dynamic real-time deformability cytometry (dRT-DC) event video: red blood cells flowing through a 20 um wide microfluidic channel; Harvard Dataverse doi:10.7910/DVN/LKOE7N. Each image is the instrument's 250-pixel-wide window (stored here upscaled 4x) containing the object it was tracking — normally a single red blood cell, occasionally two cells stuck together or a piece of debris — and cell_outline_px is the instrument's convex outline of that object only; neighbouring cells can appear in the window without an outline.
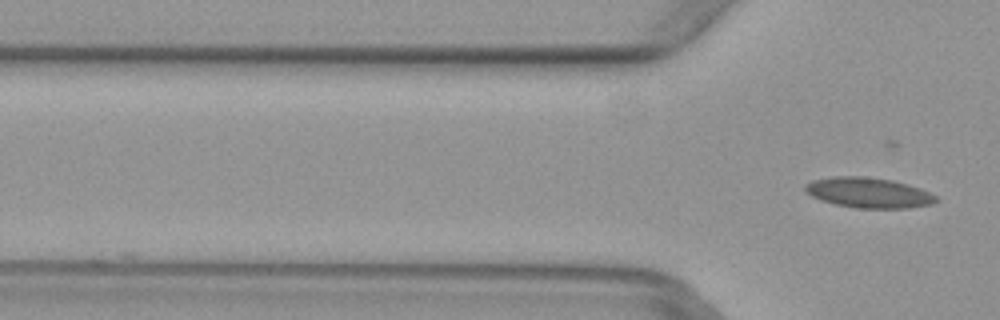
{"species": "common noctule bat (a hibernating species)", "species_latin": "Nyctalus noctula", "temperature_condition": "warm", "stored_images_in_passage": 2, "camera_frame_rate_fps": 3000, "um_per_image_px": 0.085, "animal": {"sex": "female", "body_mass_g": 29.2, "forearm_length_mm": 56.3}, "frame": {"image": 1, "passage_image": 2, "time_ms": 0.333, "image_size_px": [1000, 320], "cell_outline_px": [[940, 200], [932, 204], [908, 208], [856, 208], [836, 204], [820, 200], [804, 192], [804, 188], [812, 180], [836, 176], [860, 176], [892, 180], [908, 184], [920, 188], [936, 196]], "centroid_in_image_um": [73.84, 16.38], "position_along_channel_um": 52.0, "area_um2": 23.06}}